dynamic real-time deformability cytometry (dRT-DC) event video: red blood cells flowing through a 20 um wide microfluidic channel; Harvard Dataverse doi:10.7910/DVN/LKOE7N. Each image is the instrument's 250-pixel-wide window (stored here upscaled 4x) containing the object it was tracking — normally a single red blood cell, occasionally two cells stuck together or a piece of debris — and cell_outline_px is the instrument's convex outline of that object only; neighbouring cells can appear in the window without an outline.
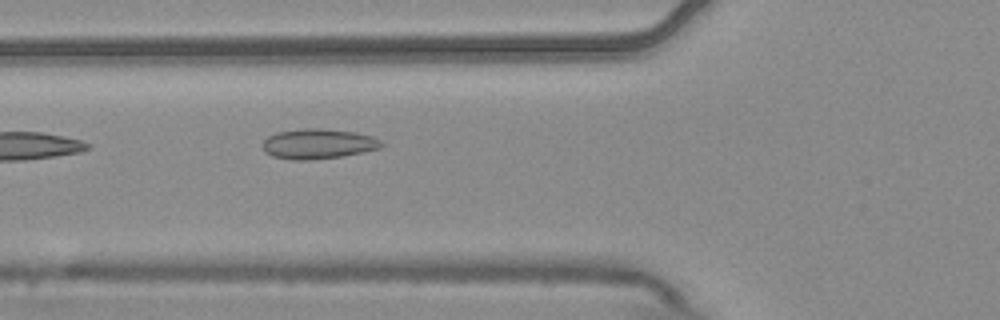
{"species": "common noctule bat (a hibernating species)", "species_latin": "Nyctalus noctula", "temperature_condition": "warm", "stored_images_in_passage": 6, "camera_frame_rate_fps": 3000, "um_per_image_px": 0.085, "animal": {"sex": "male", "body_mass_g": 20.4}, "frame": {"image": 1, "passage_image": 6, "time_ms": 1.667, "image_size_px": [1000, 320], "cell_outline_px": [[384, 144], [380, 148], [344, 156], [308, 160], [292, 160], [272, 156], [264, 152], [260, 144], [268, 136], [276, 132], [308, 128], [320, 128], [356, 132], [372, 136], [380, 140]], "centroid_in_image_um": [27.01, 12.23], "position_along_channel_um": 98.8, "area_um2": 20.98}}